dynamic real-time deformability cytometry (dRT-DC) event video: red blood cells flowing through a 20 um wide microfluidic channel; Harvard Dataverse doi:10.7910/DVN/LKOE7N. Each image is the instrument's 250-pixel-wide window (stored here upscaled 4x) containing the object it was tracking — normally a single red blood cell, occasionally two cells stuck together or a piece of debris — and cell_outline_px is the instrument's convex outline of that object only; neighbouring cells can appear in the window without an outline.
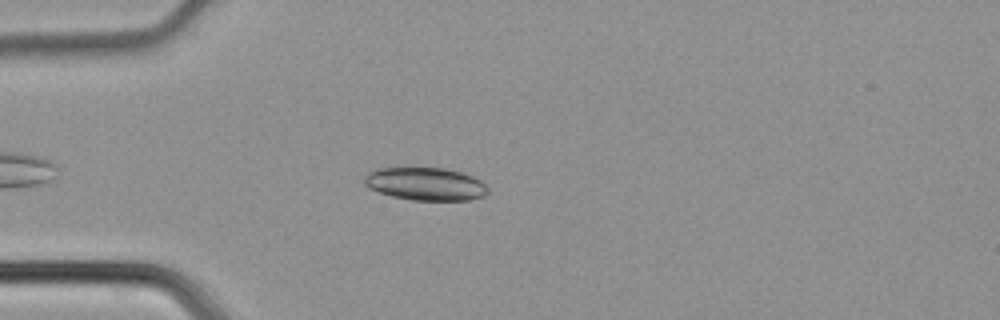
{"species": "common noctule bat (a hibernating species)", "species_latin": "Nyctalus noctula", "temperature_condition": "cold", "stored_images_in_passage": 34, "camera_frame_rate_fps": 3000, "um_per_image_px": 0.085, "animal": {"sex": "male", "body_mass_g": 21.5, "forearm_length_mm": 52.0}, "frame": {"image": 1, "passage_image": 5, "time_ms": 1.333, "image_size_px": [1000, 320], "cell_outline_px": [[488, 192], [484, 196], [468, 200], [412, 200], [392, 196], [380, 192], [364, 184], [364, 176], [368, 172], [376, 168], [444, 168], [460, 172], [472, 176], [480, 180], [488, 188]], "centroid_in_image_um": [36.17, 15.63], "position_along_channel_um": 48.8, "area_um2": 23.52}}
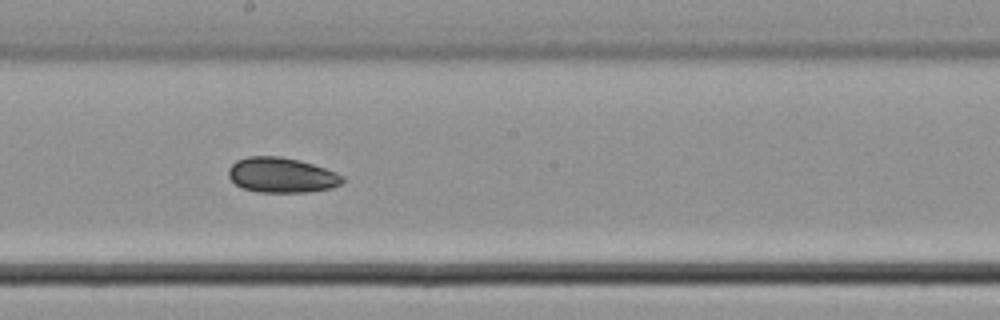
{"frame": {"image": 2, "passage_image": 18, "time_ms": 5.667, "image_size_px": [1000, 320], "cell_outline_px": [[344, 180], [340, 184], [332, 188], [308, 192], [260, 192], [244, 188], [236, 184], [228, 176], [228, 168], [236, 160], [248, 156], [280, 156], [300, 160], [336, 172], [344, 176]], "centroid_in_image_um": [23.94, 14.88], "position_along_channel_um": 224.3, "area_um2": 23.35}}
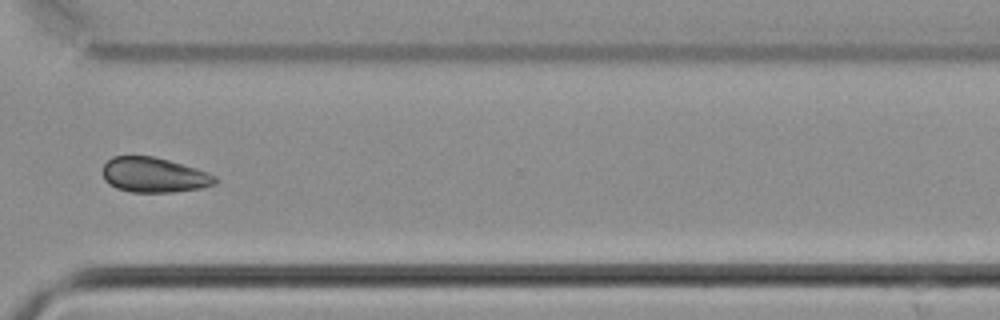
{"frame": {"image": 3, "passage_image": 27, "time_ms": 8.667, "image_size_px": [1000, 320], "cell_outline_px": [[216, 184], [200, 188], [172, 192], [132, 192], [116, 188], [108, 184], [104, 180], [104, 164], [112, 156], [152, 156], [168, 160], [196, 168], [208, 172], [216, 176]], "centroid_in_image_um": [13.09, 14.87], "position_along_channel_um": 357.5, "area_um2": 22.83}}